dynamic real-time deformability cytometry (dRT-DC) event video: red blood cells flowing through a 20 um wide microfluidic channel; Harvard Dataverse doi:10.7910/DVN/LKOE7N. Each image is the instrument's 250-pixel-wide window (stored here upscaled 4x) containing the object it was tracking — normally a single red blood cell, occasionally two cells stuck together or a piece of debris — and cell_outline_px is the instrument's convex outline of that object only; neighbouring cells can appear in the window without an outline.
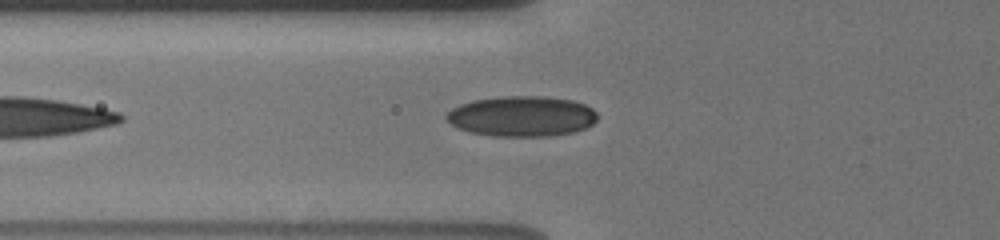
{"species": "human", "species_latin": "Homo sapiens", "temperature_condition": "cold", "stored_images_in_passage": 15, "camera_frame_rate_fps": 3000, "um_per_image_px": 0.085, "donor": {"sex": "male"}, "frame": {"image": 1, "passage_image": 5, "time_ms": 1.333, "image_size_px": [1000, 240], "cell_outline_px": [[596, 120], [592, 124], [584, 128], [572, 132], [548, 136], [496, 136], [472, 132], [456, 128], [444, 116], [452, 108], [460, 104], [472, 100], [496, 96], [544, 96], [572, 100], [584, 104], [592, 108], [596, 112]], "centroid_in_image_um": [44.33, 9.87], "position_along_channel_um": 81.5, "area_um2": 35.55}}
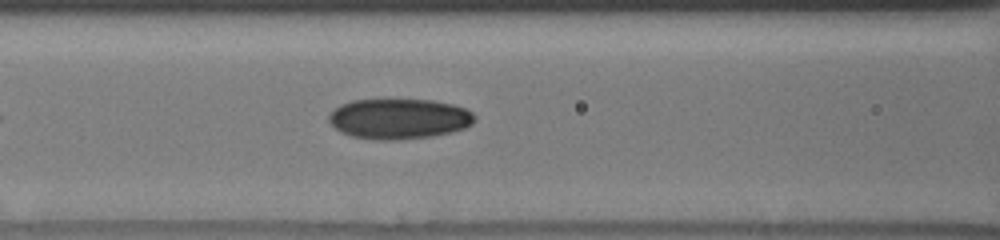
{"frame": {"image": 2, "passage_image": 9, "time_ms": 2.667, "image_size_px": [1000, 240], "cell_outline_px": [[476, 120], [472, 124], [464, 128], [452, 132], [432, 136], [400, 140], [376, 140], [352, 136], [340, 132], [328, 120], [328, 116], [340, 104], [352, 100], [432, 100], [452, 104], [464, 108], [472, 112], [476, 116]], "centroid_in_image_um": [33.93, 10.1], "position_along_channel_um": 132.7, "area_um2": 34.33}}
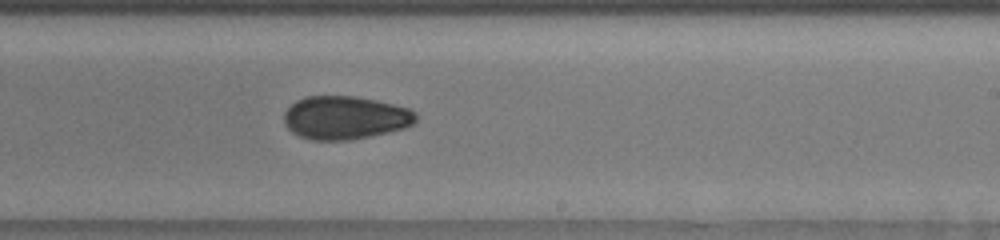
{"frame": {"image": 3, "passage_image": 15, "time_ms": 4.667, "image_size_px": [1000, 240], "cell_outline_px": [[416, 120], [412, 124], [404, 128], [372, 136], [348, 140], [312, 140], [300, 136], [292, 132], [284, 124], [284, 112], [296, 100], [304, 96], [356, 96], [376, 100], [408, 108], [416, 112]], "centroid_in_image_um": [29.32, 10.0], "position_along_channel_um": 259.7, "area_um2": 33.29}}